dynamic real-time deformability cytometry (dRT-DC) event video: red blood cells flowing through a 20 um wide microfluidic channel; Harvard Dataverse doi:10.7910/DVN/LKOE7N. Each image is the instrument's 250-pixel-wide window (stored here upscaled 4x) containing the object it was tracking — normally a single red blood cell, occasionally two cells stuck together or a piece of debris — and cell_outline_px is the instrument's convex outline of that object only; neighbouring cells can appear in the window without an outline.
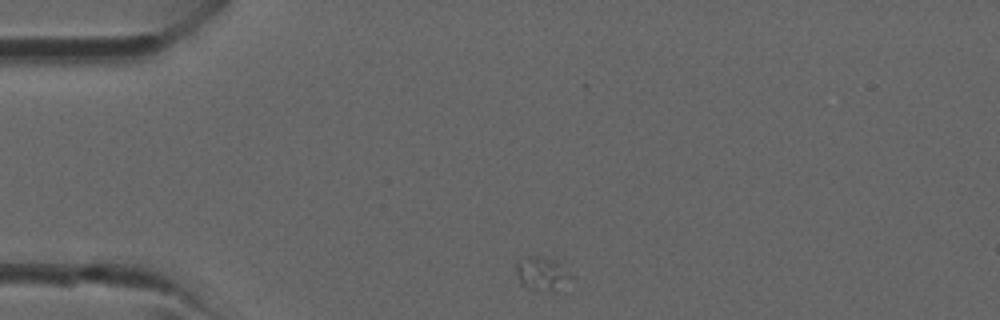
{"species": "common noctule bat (a hibernating species)", "species_latin": "Nyctalus noctula", "temperature_condition": "room temperature", "stored_images_in_passage": 29, "camera_frame_rate_fps": 3000, "um_per_image_px": 0.085, "animal": {"sex": "male", "forearm_length_mm": 52.5}, "frame": {"image": 1, "passage_image": 1, "time_ms": 0.0, "image_size_px": [1000, 320], "cell_outline_px": [[572, 276], [552, 292], [528, 288], [520, 280], [516, 272], [516, 260], [528, 256], [532, 256], [556, 260]], "centroid_in_image_um": [46.01, 23.23], "position_along_channel_um": 39.0, "area_um2": 10.23}}
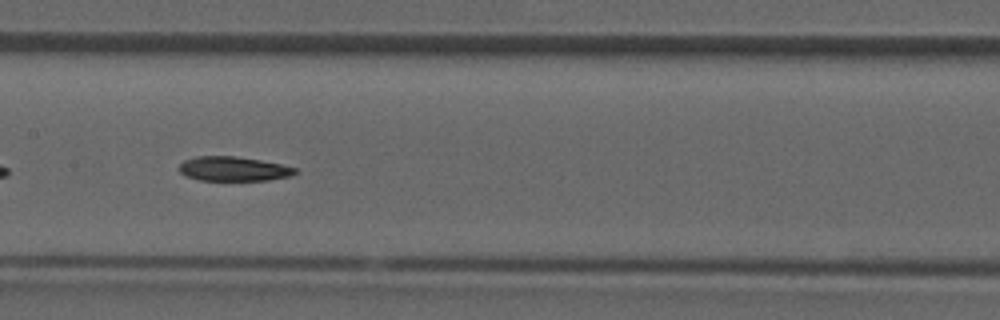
{"frame": {"image": 2, "passage_image": 11, "time_ms": 3.333, "image_size_px": [1000, 320], "cell_outline_px": [[296, 172], [288, 176], [268, 180], [200, 180], [184, 176], [180, 172], [180, 164], [184, 160], [196, 156], [236, 156], [260, 160], [280, 164], [296, 168]], "centroid_in_image_um": [19.79, 14.35], "position_along_channel_um": 187.6, "area_um2": 16.36}}
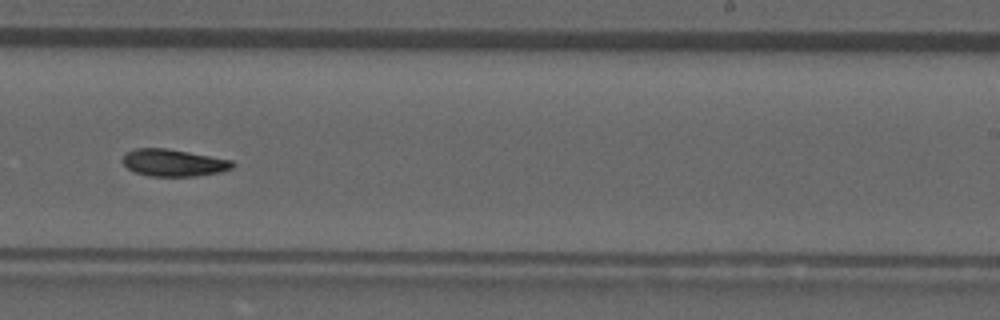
{"frame": {"image": 3, "passage_image": 16, "time_ms": 5.0, "image_size_px": [1000, 320], "cell_outline_px": [[236, 164], [232, 168], [220, 172], [196, 176], [148, 176], [136, 172], [128, 168], [124, 164], [124, 152], [136, 148], [164, 148], [188, 152], [232, 160]], "centroid_in_image_um": [14.76, 13.83], "position_along_channel_um": 274.2, "area_um2": 17.22}}